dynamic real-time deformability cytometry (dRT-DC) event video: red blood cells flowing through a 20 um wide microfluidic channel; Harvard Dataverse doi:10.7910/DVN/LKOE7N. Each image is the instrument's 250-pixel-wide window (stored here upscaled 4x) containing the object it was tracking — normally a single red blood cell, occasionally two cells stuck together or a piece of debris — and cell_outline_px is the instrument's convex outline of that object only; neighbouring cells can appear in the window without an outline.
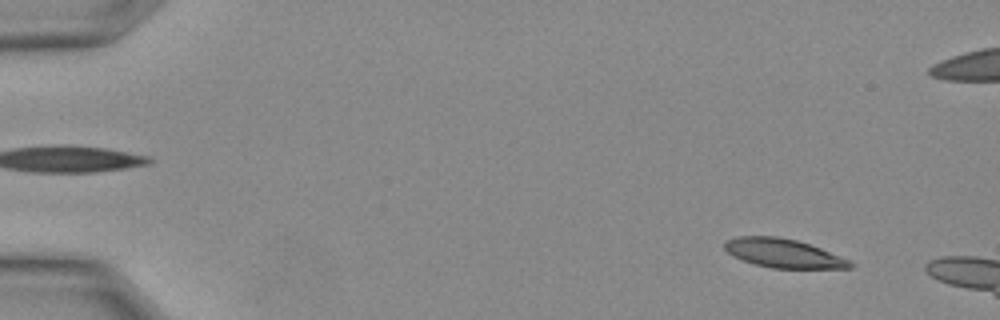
{"species": "Egyptian fruit bat (a non-hibernating species)", "species_latin": "Rousettus aegyptiacus", "temperature_condition": "warm", "stored_images_in_passage": 6, "camera_frame_rate_fps": 3000, "um_per_image_px": 0.085, "animal": {"sex": "female"}, "frame": {"image": 1, "passage_image": 2, "time_ms": 0.333, "image_size_px": [1000, 320], "cell_outline_px": [[852, 268], [772, 268], [756, 264], [732, 256], [724, 248], [724, 240], [736, 236], [776, 236], [796, 240], [820, 248], [848, 260], [852, 264]], "centroid_in_image_um": [66.51, 21.51], "position_along_channel_um": 18.5, "area_um2": 20.81}}